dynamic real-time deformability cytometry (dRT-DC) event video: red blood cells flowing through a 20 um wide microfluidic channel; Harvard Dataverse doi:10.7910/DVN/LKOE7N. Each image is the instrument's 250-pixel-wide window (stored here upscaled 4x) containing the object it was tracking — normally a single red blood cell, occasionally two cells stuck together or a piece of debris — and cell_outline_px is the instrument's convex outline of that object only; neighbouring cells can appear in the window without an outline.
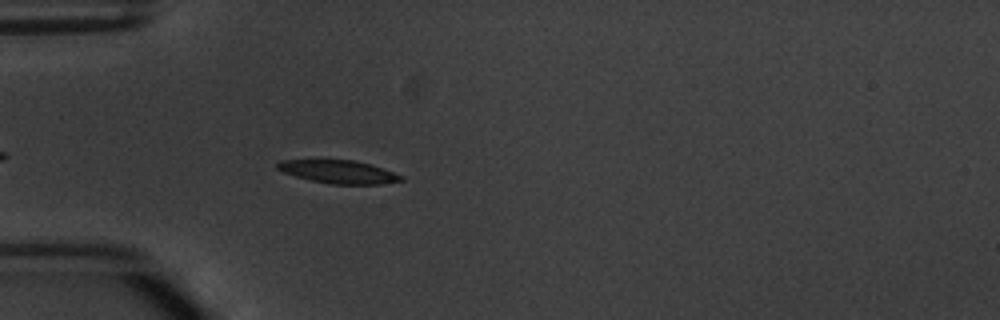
{"species": "common noctule bat (a hibernating species)", "species_latin": "Nyctalus noctula", "temperature_condition": "warm", "stored_images_in_passage": 3, "camera_frame_rate_fps": 3000, "um_per_image_px": 0.085, "animal": {"sex": "male", "body_mass_g": 20.1, "forearm_length_mm": 53.5}, "frame": {"image": 1, "passage_image": 3, "time_ms": 2.333, "image_size_px": [1000, 320], "cell_outline_px": [[404, 180], [380, 184], [328, 184], [296, 176], [284, 172], [276, 168], [276, 164], [280, 160], [356, 160], [404, 176]], "centroid_in_image_um": [28.77, 14.6], "position_along_channel_um": 56.2, "area_um2": 16.42}}